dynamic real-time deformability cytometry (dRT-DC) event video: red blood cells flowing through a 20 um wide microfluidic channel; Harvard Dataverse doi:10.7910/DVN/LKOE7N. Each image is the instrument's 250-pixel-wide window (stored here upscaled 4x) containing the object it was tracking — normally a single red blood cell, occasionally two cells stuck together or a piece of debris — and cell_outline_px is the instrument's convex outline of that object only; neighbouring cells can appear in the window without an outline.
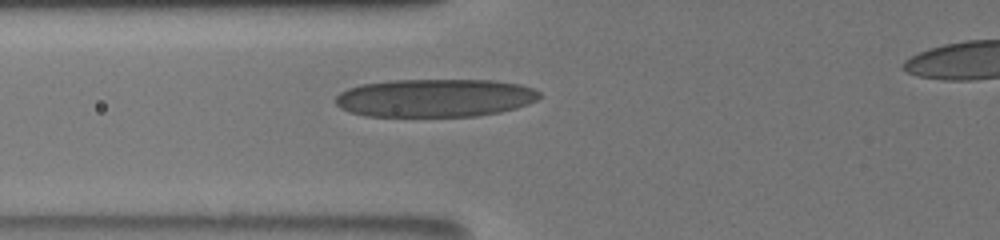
{"species": "human", "species_latin": "Homo sapiens", "temperature_condition": "room temperature", "stored_images_in_passage": 11, "camera_frame_rate_fps": 3000, "um_per_image_px": 0.085, "donor": {"sex": "male"}, "frame": {"image": 1, "passage_image": 8, "time_ms": 4.667, "image_size_px": [1000, 240], "cell_outline_px": [[540, 96], [536, 100], [528, 104], [516, 108], [500, 112], [476, 116], [364, 116], [348, 112], [340, 108], [336, 104], [336, 96], [340, 92], [348, 88], [360, 84], [392, 80], [496, 80], [520, 84], [532, 88], [540, 92]], "centroid_in_image_um": [36.96, 8.32], "position_along_channel_um": 88.8, "area_um2": 45.55}}
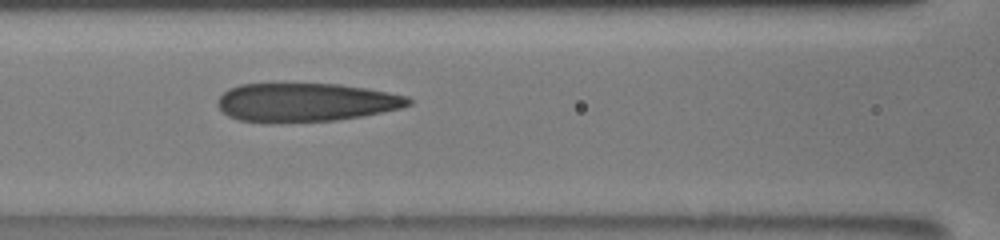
{"frame": {"image": 2, "passage_image": 10, "time_ms": 6.0, "image_size_px": [1000, 240], "cell_outline_px": [[412, 104], [400, 108], [360, 116], [336, 120], [276, 124], [268, 124], [240, 120], [228, 116], [216, 104], [220, 96], [228, 88], [240, 84], [340, 84], [368, 88], [408, 96], [412, 100]], "centroid_in_image_um": [25.96, 8.71], "position_along_channel_um": 140.6, "area_um2": 43.35}}